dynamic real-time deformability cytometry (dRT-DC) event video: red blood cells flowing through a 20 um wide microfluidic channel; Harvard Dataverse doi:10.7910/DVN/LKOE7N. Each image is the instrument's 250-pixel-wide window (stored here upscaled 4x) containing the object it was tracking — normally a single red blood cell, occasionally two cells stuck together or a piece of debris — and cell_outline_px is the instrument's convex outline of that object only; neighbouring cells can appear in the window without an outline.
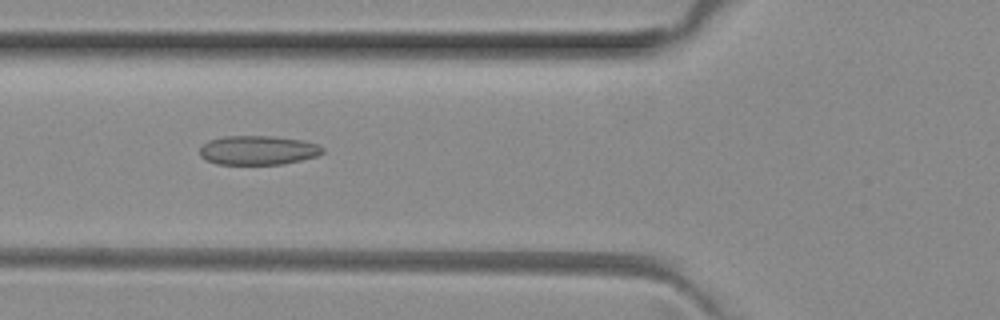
{"species": "common noctule bat (a hibernating species)", "species_latin": "Nyctalus noctula", "temperature_condition": "room temperature", "stored_images_in_passage": 7, "camera_frame_rate_fps": 3000, "um_per_image_px": 0.085, "animal": {"sex": "female", "body_mass_g": 29.2, "forearm_length_mm": 56.3}, "frame": {"image": 1, "passage_image": 6, "time_ms": 1.667, "image_size_px": [1000, 320], "cell_outline_px": [[324, 152], [316, 156], [300, 160], [280, 164], [216, 164], [204, 160], [200, 156], [200, 148], [208, 140], [224, 136], [272, 136], [304, 140], [316, 144], [324, 148]], "centroid_in_image_um": [21.9, 12.76], "position_along_channel_um": 103.9, "area_um2": 20.92}}
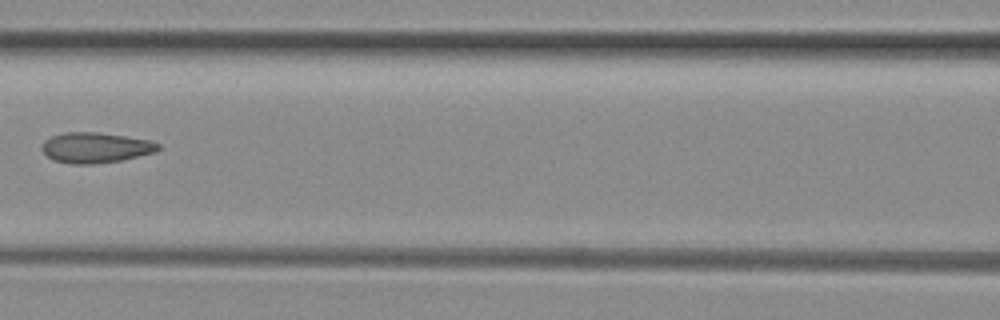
{"frame": {"image": 2, "passage_image": 7, "time_ms": 2.0, "image_size_px": [1000, 320], "cell_outline_px": [[160, 148], [156, 152], [120, 160], [92, 164], [72, 164], [52, 160], [40, 148], [44, 140], [52, 136], [64, 132], [96, 132], [152, 140], [160, 144]], "centroid_in_image_um": [8.11, 12.54], "position_along_channel_um": 158.5, "area_um2": 20.63}}